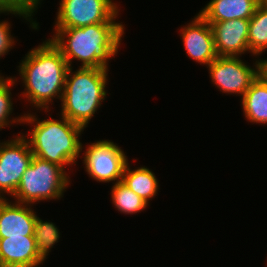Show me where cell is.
<instances>
[{"label": "cell", "mask_w": 267, "mask_h": 267, "mask_svg": "<svg viewBox=\"0 0 267 267\" xmlns=\"http://www.w3.org/2000/svg\"><path fill=\"white\" fill-rule=\"evenodd\" d=\"M23 58L17 66L24 86L22 97L32 110L48 112L54 99L61 101L69 65L50 39L31 48Z\"/></svg>", "instance_id": "1"}, {"label": "cell", "mask_w": 267, "mask_h": 267, "mask_svg": "<svg viewBox=\"0 0 267 267\" xmlns=\"http://www.w3.org/2000/svg\"><path fill=\"white\" fill-rule=\"evenodd\" d=\"M124 24H94L85 27L54 28L52 43L62 52L69 67L108 68L124 36Z\"/></svg>", "instance_id": "2"}, {"label": "cell", "mask_w": 267, "mask_h": 267, "mask_svg": "<svg viewBox=\"0 0 267 267\" xmlns=\"http://www.w3.org/2000/svg\"><path fill=\"white\" fill-rule=\"evenodd\" d=\"M58 119H38L36 113H24L22 124H31L29 133L22 136L27 140L33 156L46 160L66 170L77 163L83 150L81 133L84 128L71 122L63 115Z\"/></svg>", "instance_id": "3"}, {"label": "cell", "mask_w": 267, "mask_h": 267, "mask_svg": "<svg viewBox=\"0 0 267 267\" xmlns=\"http://www.w3.org/2000/svg\"><path fill=\"white\" fill-rule=\"evenodd\" d=\"M109 68L69 67L61 98L60 115L83 127L107 98Z\"/></svg>", "instance_id": "4"}, {"label": "cell", "mask_w": 267, "mask_h": 267, "mask_svg": "<svg viewBox=\"0 0 267 267\" xmlns=\"http://www.w3.org/2000/svg\"><path fill=\"white\" fill-rule=\"evenodd\" d=\"M68 175L58 164L33 156L12 196L14 202L34 205L46 200H60L71 183Z\"/></svg>", "instance_id": "5"}, {"label": "cell", "mask_w": 267, "mask_h": 267, "mask_svg": "<svg viewBox=\"0 0 267 267\" xmlns=\"http://www.w3.org/2000/svg\"><path fill=\"white\" fill-rule=\"evenodd\" d=\"M114 0H61L54 28L85 27L94 24H122L120 7Z\"/></svg>", "instance_id": "6"}, {"label": "cell", "mask_w": 267, "mask_h": 267, "mask_svg": "<svg viewBox=\"0 0 267 267\" xmlns=\"http://www.w3.org/2000/svg\"><path fill=\"white\" fill-rule=\"evenodd\" d=\"M83 152L82 163L88 176L95 181L109 183L122 180L128 157L112 140L102 139L88 143Z\"/></svg>", "instance_id": "7"}, {"label": "cell", "mask_w": 267, "mask_h": 267, "mask_svg": "<svg viewBox=\"0 0 267 267\" xmlns=\"http://www.w3.org/2000/svg\"><path fill=\"white\" fill-rule=\"evenodd\" d=\"M253 66L240 57L218 56L208 66V72L213 86L220 92L238 95L241 98L258 77V61Z\"/></svg>", "instance_id": "8"}, {"label": "cell", "mask_w": 267, "mask_h": 267, "mask_svg": "<svg viewBox=\"0 0 267 267\" xmlns=\"http://www.w3.org/2000/svg\"><path fill=\"white\" fill-rule=\"evenodd\" d=\"M10 140L0 142V199L12 197L21 177L30 165L33 154L21 132Z\"/></svg>", "instance_id": "9"}, {"label": "cell", "mask_w": 267, "mask_h": 267, "mask_svg": "<svg viewBox=\"0 0 267 267\" xmlns=\"http://www.w3.org/2000/svg\"><path fill=\"white\" fill-rule=\"evenodd\" d=\"M180 36L186 54L200 65L207 67L218 57L211 25L199 13L181 27Z\"/></svg>", "instance_id": "10"}, {"label": "cell", "mask_w": 267, "mask_h": 267, "mask_svg": "<svg viewBox=\"0 0 267 267\" xmlns=\"http://www.w3.org/2000/svg\"><path fill=\"white\" fill-rule=\"evenodd\" d=\"M211 25L217 56L240 57L250 53L248 45L249 20L234 19L208 22Z\"/></svg>", "instance_id": "11"}, {"label": "cell", "mask_w": 267, "mask_h": 267, "mask_svg": "<svg viewBox=\"0 0 267 267\" xmlns=\"http://www.w3.org/2000/svg\"><path fill=\"white\" fill-rule=\"evenodd\" d=\"M33 205L0 199V239L34 236L37 214Z\"/></svg>", "instance_id": "12"}, {"label": "cell", "mask_w": 267, "mask_h": 267, "mask_svg": "<svg viewBox=\"0 0 267 267\" xmlns=\"http://www.w3.org/2000/svg\"><path fill=\"white\" fill-rule=\"evenodd\" d=\"M44 262L34 236L0 239V267H40Z\"/></svg>", "instance_id": "13"}, {"label": "cell", "mask_w": 267, "mask_h": 267, "mask_svg": "<svg viewBox=\"0 0 267 267\" xmlns=\"http://www.w3.org/2000/svg\"><path fill=\"white\" fill-rule=\"evenodd\" d=\"M258 4L259 0H211L198 13L207 22L249 20Z\"/></svg>", "instance_id": "14"}, {"label": "cell", "mask_w": 267, "mask_h": 267, "mask_svg": "<svg viewBox=\"0 0 267 267\" xmlns=\"http://www.w3.org/2000/svg\"><path fill=\"white\" fill-rule=\"evenodd\" d=\"M246 121L267 125V84L257 77L241 98Z\"/></svg>", "instance_id": "15"}, {"label": "cell", "mask_w": 267, "mask_h": 267, "mask_svg": "<svg viewBox=\"0 0 267 267\" xmlns=\"http://www.w3.org/2000/svg\"><path fill=\"white\" fill-rule=\"evenodd\" d=\"M121 181L148 205L159 191V181L155 173L145 166L132 169L127 162Z\"/></svg>", "instance_id": "16"}, {"label": "cell", "mask_w": 267, "mask_h": 267, "mask_svg": "<svg viewBox=\"0 0 267 267\" xmlns=\"http://www.w3.org/2000/svg\"><path fill=\"white\" fill-rule=\"evenodd\" d=\"M248 45L251 56L257 59L267 50V6L260 3L249 19Z\"/></svg>", "instance_id": "17"}, {"label": "cell", "mask_w": 267, "mask_h": 267, "mask_svg": "<svg viewBox=\"0 0 267 267\" xmlns=\"http://www.w3.org/2000/svg\"><path fill=\"white\" fill-rule=\"evenodd\" d=\"M110 194L113 206L123 214H136L149 206L122 181L112 185Z\"/></svg>", "instance_id": "18"}, {"label": "cell", "mask_w": 267, "mask_h": 267, "mask_svg": "<svg viewBox=\"0 0 267 267\" xmlns=\"http://www.w3.org/2000/svg\"><path fill=\"white\" fill-rule=\"evenodd\" d=\"M1 74L2 73H0V131L9 126L13 127L15 123L16 125H21L24 118V114L11 118L14 111L11 91L14 84L17 82V77H5Z\"/></svg>", "instance_id": "19"}, {"label": "cell", "mask_w": 267, "mask_h": 267, "mask_svg": "<svg viewBox=\"0 0 267 267\" xmlns=\"http://www.w3.org/2000/svg\"><path fill=\"white\" fill-rule=\"evenodd\" d=\"M60 235V231L54 222L43 221L37 215L34 239L36 241L37 250L44 260L48 258L54 245L59 242Z\"/></svg>", "instance_id": "20"}, {"label": "cell", "mask_w": 267, "mask_h": 267, "mask_svg": "<svg viewBox=\"0 0 267 267\" xmlns=\"http://www.w3.org/2000/svg\"><path fill=\"white\" fill-rule=\"evenodd\" d=\"M41 2L42 0H0V12H14L21 14L38 29L39 23L33 19V16H35Z\"/></svg>", "instance_id": "21"}, {"label": "cell", "mask_w": 267, "mask_h": 267, "mask_svg": "<svg viewBox=\"0 0 267 267\" xmlns=\"http://www.w3.org/2000/svg\"><path fill=\"white\" fill-rule=\"evenodd\" d=\"M12 14L15 16H19L20 18L22 17L23 20L26 19L27 22L30 23V26L33 30H37V28L24 16L18 13L14 12H0L1 14ZM11 23L7 20H1L0 21V58L3 56L7 55L11 49L14 48V45L16 44V38L15 36L13 37V34L11 35Z\"/></svg>", "instance_id": "22"}, {"label": "cell", "mask_w": 267, "mask_h": 267, "mask_svg": "<svg viewBox=\"0 0 267 267\" xmlns=\"http://www.w3.org/2000/svg\"><path fill=\"white\" fill-rule=\"evenodd\" d=\"M258 77L267 84V59H258Z\"/></svg>", "instance_id": "23"}, {"label": "cell", "mask_w": 267, "mask_h": 267, "mask_svg": "<svg viewBox=\"0 0 267 267\" xmlns=\"http://www.w3.org/2000/svg\"><path fill=\"white\" fill-rule=\"evenodd\" d=\"M259 3L264 6H267V0H259Z\"/></svg>", "instance_id": "24"}]
</instances>
